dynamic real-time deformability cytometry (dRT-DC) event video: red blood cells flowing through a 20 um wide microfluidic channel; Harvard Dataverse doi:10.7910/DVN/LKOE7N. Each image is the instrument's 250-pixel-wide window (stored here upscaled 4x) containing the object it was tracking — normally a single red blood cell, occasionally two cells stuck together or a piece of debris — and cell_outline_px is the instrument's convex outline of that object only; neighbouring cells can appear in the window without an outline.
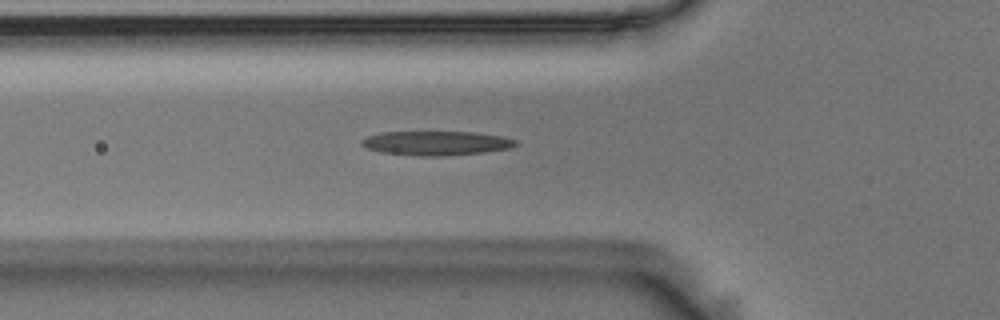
{"species": "Egyptian fruit bat (a non-hibernating species)", "species_latin": "Rousettus aegyptiacus", "temperature_condition": "room temperature", "stored_images_in_passage": 41, "camera_frame_rate_fps": 3000, "um_per_image_px": 0.085, "animal": {"sex": "male"}, "frame": {"image": 1, "passage_image": 4, "time_ms": 1.0, "image_size_px": [1000, 320], "cell_outline_px": [[520, 144], [512, 148], [484, 152], [440, 156], [420, 156], [380, 152], [364, 148], [360, 144], [360, 140], [368, 136], [380, 132], [476, 132], [504, 136], [516, 140]], "centroid_in_image_um": [37.09, 12.16], "position_along_channel_um": 88.7, "area_um2": 22.02}}
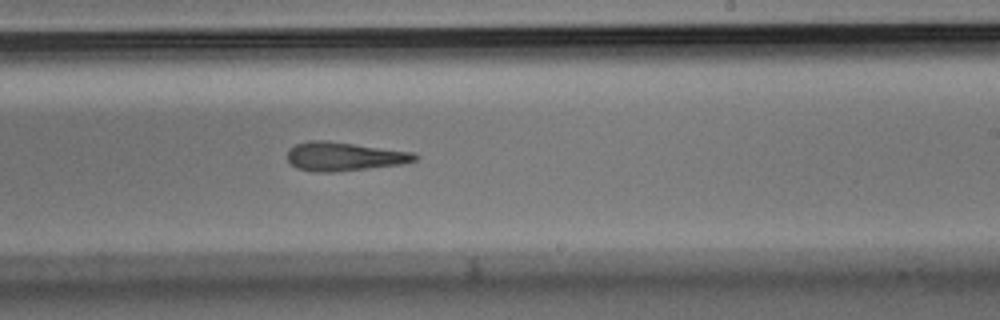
{"frame": {"image": 2, "passage_image": 18, "time_ms": 5.667, "image_size_px": [1000, 320], "cell_outline_px": [[420, 156], [416, 160], [404, 164], [332, 172], [316, 172], [296, 168], [288, 160], [288, 148], [296, 144], [308, 140], [324, 140], [412, 152]], "centroid_in_image_um": [29.24, 13.3], "position_along_channel_um": 259.8, "area_um2": 21.27}}
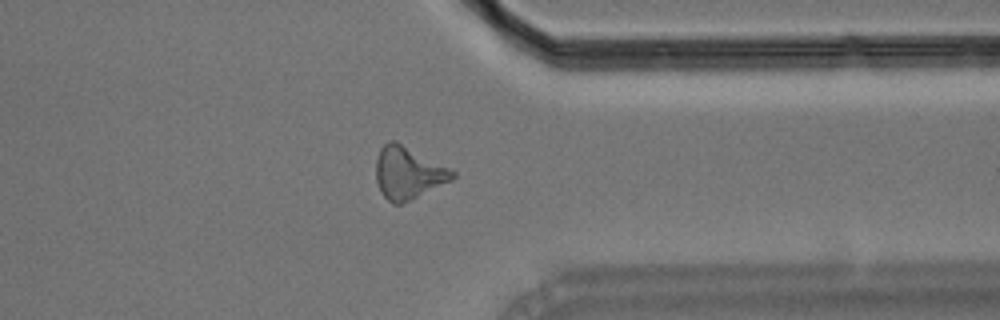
{"frame": {"image": 3, "passage_image": 28, "time_ms": 9.0, "image_size_px": [1000, 320], "cell_outline_px": [[456, 176], [452, 180], [400, 204], [392, 204], [380, 192], [376, 180], [376, 160], [380, 148], [388, 140], [396, 140], [456, 172]], "centroid_in_image_um": [34.66, 14.68], "position_along_channel_um": 376.7, "area_um2": 23.12}}